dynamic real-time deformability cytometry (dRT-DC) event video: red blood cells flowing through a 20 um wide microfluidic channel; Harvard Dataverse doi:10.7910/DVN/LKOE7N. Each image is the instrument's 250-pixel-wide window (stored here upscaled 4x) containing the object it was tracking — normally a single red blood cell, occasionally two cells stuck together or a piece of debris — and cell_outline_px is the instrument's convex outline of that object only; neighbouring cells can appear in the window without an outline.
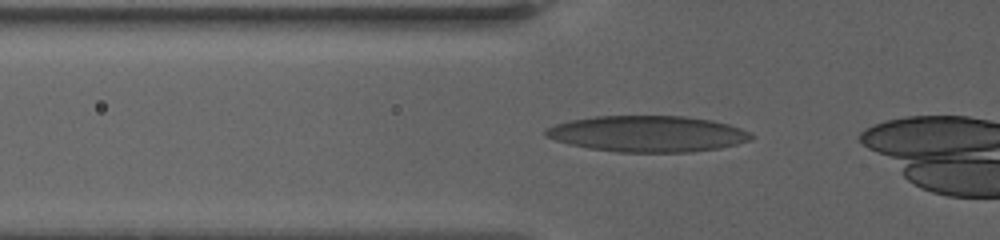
{"species": "human", "species_latin": "Homo sapiens", "temperature_condition": "warm", "stored_images_in_passage": 19, "camera_frame_rate_fps": 3000, "um_per_image_px": 0.085, "donor": {"sex": "female"}, "frame": {"image": 1, "passage_image": 6, "time_ms": 3.667, "image_size_px": [1000, 240], "cell_outline_px": [[756, 136], [752, 140], [720, 148], [692, 152], [616, 152], [588, 148], [568, 144], [544, 136], [544, 132], [548, 128], [556, 124], [572, 120], [596, 116], [684, 116], [712, 120], [728, 124], [752, 132]], "centroid_in_image_um": [55.1, 11.38], "position_along_channel_um": 70.7, "area_um2": 43.41}}
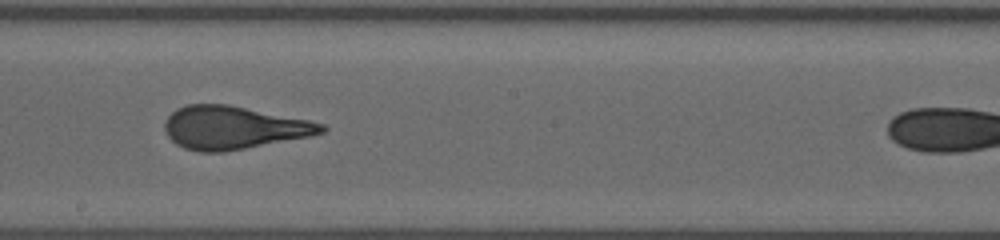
{"frame": {"image": 2, "passage_image": 13, "time_ms": 8.667, "image_size_px": [1000, 240], "cell_outline_px": [[328, 128], [324, 132], [308, 136], [224, 152], [200, 152], [184, 148], [176, 144], [168, 136], [164, 128], [164, 120], [176, 108], [188, 104], [228, 104], [308, 120], [324, 124]], "centroid_in_image_um": [19.8, 10.84], "position_along_channel_um": 228.4, "area_um2": 39.07}}
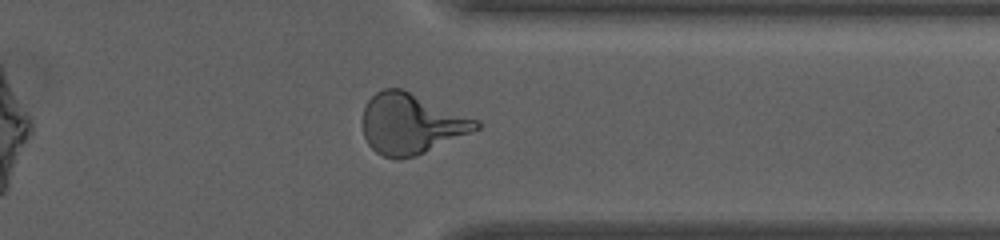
{"frame": {"image": 3, "passage_image": 18, "time_ms": 13.333, "image_size_px": [1000, 240], "cell_outline_px": [[480, 128], [416, 156], [400, 160], [396, 160], [384, 156], [376, 152], [368, 144], [364, 136], [364, 108], [368, 100], [376, 92], [384, 88], [400, 88], [480, 120]], "centroid_in_image_um": [34.95, 10.53], "position_along_channel_um": 376.5, "area_um2": 39.71}}